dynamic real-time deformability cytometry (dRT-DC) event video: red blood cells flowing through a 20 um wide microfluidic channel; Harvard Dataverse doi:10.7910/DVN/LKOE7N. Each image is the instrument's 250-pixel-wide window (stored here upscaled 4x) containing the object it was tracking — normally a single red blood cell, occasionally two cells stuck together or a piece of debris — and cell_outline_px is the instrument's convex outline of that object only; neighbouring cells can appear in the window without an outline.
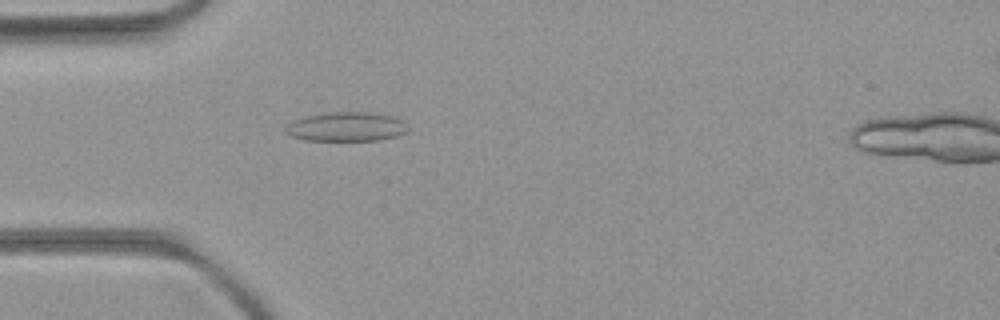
{"species": "common noctule bat (a hibernating species)", "species_latin": "Nyctalus noctula", "temperature_condition": "room temperature", "stored_images_in_passage": 3, "camera_frame_rate_fps": 3000, "um_per_image_px": 0.085, "animal": {"sex": "female", "body_mass_g": 21.9}, "frame": {"image": 1, "passage_image": 3, "time_ms": 2.0, "image_size_px": [1000, 320], "cell_outline_px": [[408, 128], [404, 132], [396, 136], [380, 140], [304, 140], [292, 136], [284, 132], [284, 128], [288, 124], [304, 116], [332, 112], [368, 112], [392, 116], [404, 120]], "centroid_in_image_um": [29.43, 10.77], "position_along_channel_um": 55.6, "area_um2": 20.75}}